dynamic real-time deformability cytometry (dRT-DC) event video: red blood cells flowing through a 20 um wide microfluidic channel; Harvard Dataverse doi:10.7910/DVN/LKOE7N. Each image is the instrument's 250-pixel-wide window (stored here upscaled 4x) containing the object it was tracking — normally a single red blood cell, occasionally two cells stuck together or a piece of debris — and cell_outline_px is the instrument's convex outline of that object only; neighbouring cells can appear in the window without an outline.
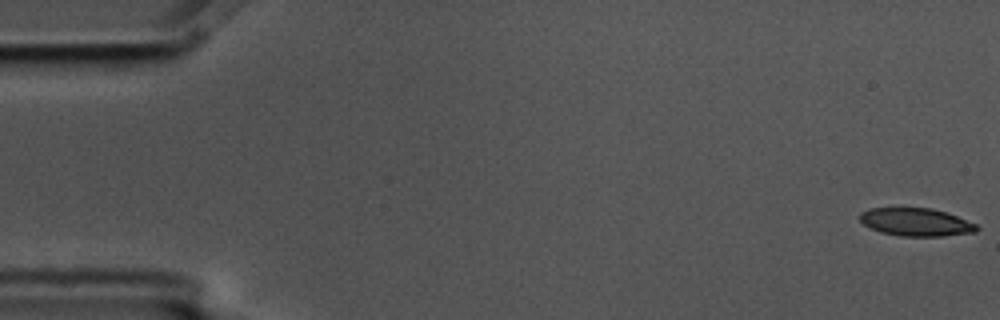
{"species": "common noctule bat (a hibernating species)", "species_latin": "Nyctalus noctula", "temperature_condition": "cold", "stored_images_in_passage": 13, "camera_frame_rate_fps": 3000, "um_per_image_px": 0.085, "animal": {"sex": "male", "body_mass_g": 17.5, "forearm_length_mm": 52.3}, "frame": {"image": 1, "passage_image": 1, "time_ms": 0.0, "image_size_px": [1000, 320], "cell_outline_px": [[980, 228], [976, 232], [944, 236], [900, 236], [880, 232], [864, 224], [860, 220], [860, 212], [868, 208], [932, 208], [956, 216], [976, 224]], "centroid_in_image_um": [77.85, 18.88], "position_along_channel_um": 7.1, "area_um2": 18.96}}
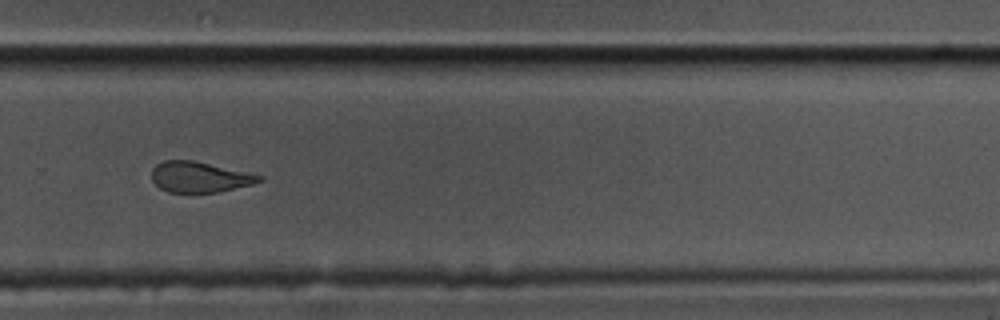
{"frame": {"image": 2, "passage_image": 11, "time_ms": 3.333, "image_size_px": [1000, 320], "cell_outline_px": [[264, 180], [252, 184], [220, 192], [168, 192], [160, 188], [152, 180], [152, 168], [156, 164], [164, 160], [192, 160], [248, 172], [264, 176]], "centroid_in_image_um": [16.97, 15.04], "position_along_channel_um": 312.8, "area_um2": 19.19}}
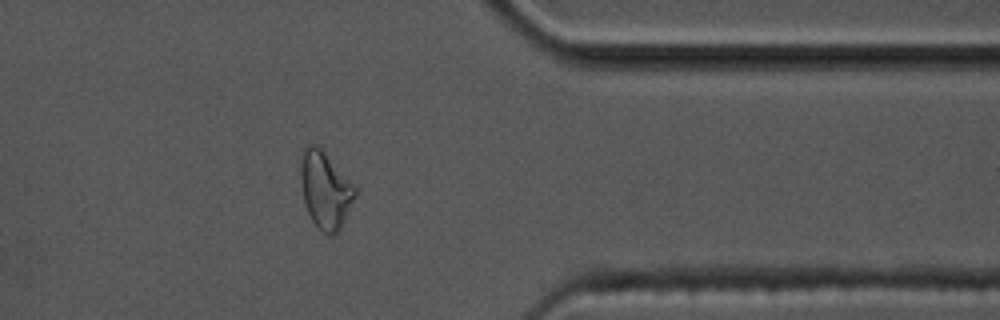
{"frame": {"image": 3, "passage_image": 13, "time_ms": 4.0, "image_size_px": [1000, 320], "cell_outline_px": [[356, 196], [340, 228], [332, 236], [328, 236], [320, 232], [312, 220], [308, 212], [304, 200], [300, 180], [300, 168], [304, 148], [308, 144], [312, 144], [320, 148], [324, 152], [356, 188]], "centroid_in_image_um": [27.63, 16.19], "position_along_channel_um": 383.8, "area_um2": 23.99}}